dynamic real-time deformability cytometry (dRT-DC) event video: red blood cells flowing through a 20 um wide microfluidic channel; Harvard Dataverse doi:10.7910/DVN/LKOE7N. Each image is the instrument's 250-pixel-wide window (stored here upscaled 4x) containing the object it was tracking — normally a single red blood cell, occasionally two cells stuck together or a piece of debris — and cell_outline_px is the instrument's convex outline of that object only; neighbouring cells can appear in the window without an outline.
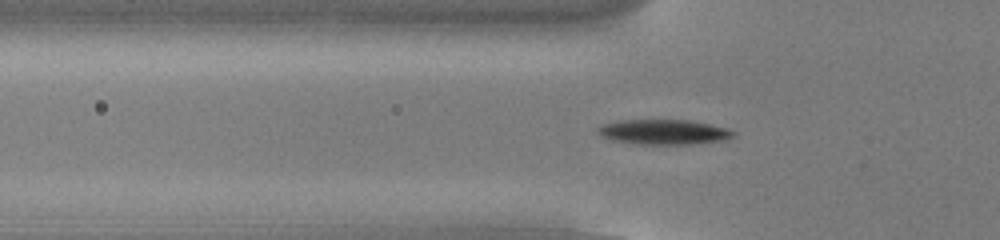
{"species": "common noctule bat (a hibernating species)", "species_latin": "Nyctalus noctula", "temperature_condition": "cold", "stored_images_in_passage": 39, "camera_frame_rate_fps": 3000, "um_per_image_px": 0.085, "animal": {"sex": "male", "body_mass_g": 13.0, "forearm_length_mm": 53.1}, "frame": {"image": 1, "passage_image": 3, "time_ms": 0.667, "image_size_px": [1000, 240], "cell_outline_px": [[736, 136], [724, 140], [688, 144], [640, 144], [616, 140], [604, 136], [596, 128], [600, 124], [620, 120], [688, 120], [728, 128], [736, 132]], "centroid_in_image_um": [56.47, 11.21], "position_along_channel_um": 69.3, "area_um2": 19.48}}
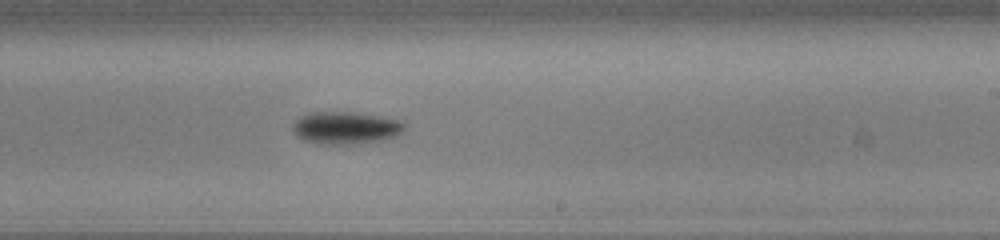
{"frame": {"image": 2, "passage_image": 18, "time_ms": 5.667, "image_size_px": [1000, 240], "cell_outline_px": [[404, 132], [400, 136], [360, 144], [316, 144], [304, 140], [296, 136], [292, 128], [292, 124], [296, 120], [312, 112], [348, 112], [376, 116], [400, 120], [404, 124]], "centroid_in_image_um": [29.39, 10.89], "position_along_channel_um": 259.6, "area_um2": 21.1}}
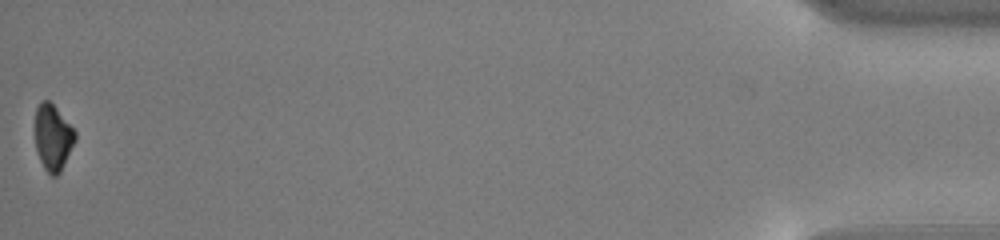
{"frame": {"image": 3, "passage_image": 39, "time_ms": 12.667, "image_size_px": [1000, 240], "cell_outline_px": [[76, 140], [60, 172], [56, 176], [52, 176], [44, 168], [40, 160], [36, 148], [36, 108], [40, 100], [48, 100], [56, 108], [76, 132]], "centroid_in_image_um": [4.5, 11.68], "position_along_channel_um": 430.7, "area_um2": 15.14}, "authors_computed_cell_mechanics": {"area_um2": 19.1896, "velocity_mm_per_s": 3.8226, "shape_relaxation_time_tau1_ms": 1.6936, "shape_relaxation_time_tau2_ms": null, "deformation_change_tau1": 0.1168, "deformation_change_tau2": null}}